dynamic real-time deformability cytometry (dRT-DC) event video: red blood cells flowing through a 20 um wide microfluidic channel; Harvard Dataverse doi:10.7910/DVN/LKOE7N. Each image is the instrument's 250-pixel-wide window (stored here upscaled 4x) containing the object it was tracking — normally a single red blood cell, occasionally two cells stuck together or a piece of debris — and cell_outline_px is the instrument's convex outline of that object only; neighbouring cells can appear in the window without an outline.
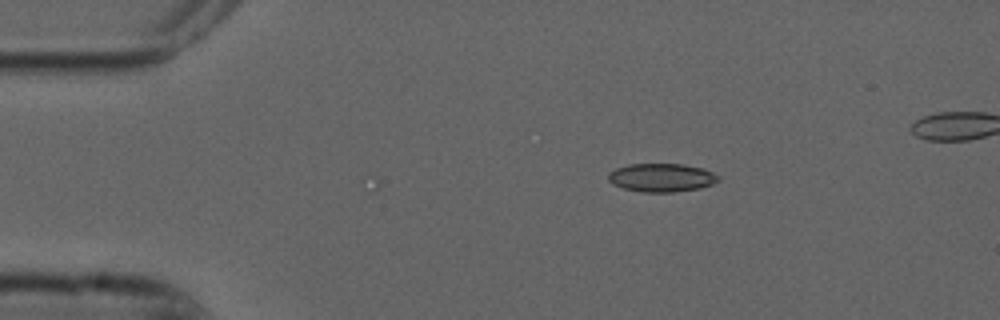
{"species": "common noctule bat (a hibernating species)", "species_latin": "Nyctalus noctula", "temperature_condition": "cold", "stored_images_in_passage": 43, "camera_frame_rate_fps": 3000, "um_per_image_px": 0.085, "animal": {"sex": "male", "forearm_length_mm": 52.5}, "frame": {"image": 1, "passage_image": 1, "time_ms": 0.0, "image_size_px": [1000, 320], "cell_outline_px": [[720, 180], [712, 184], [700, 188], [672, 192], [644, 192], [624, 188], [612, 184], [608, 180], [608, 172], [616, 168], [628, 164], [684, 164], [704, 168], [712, 172]], "centroid_in_image_um": [56.21, 15.09], "position_along_channel_um": 28.8, "area_um2": 18.21}}
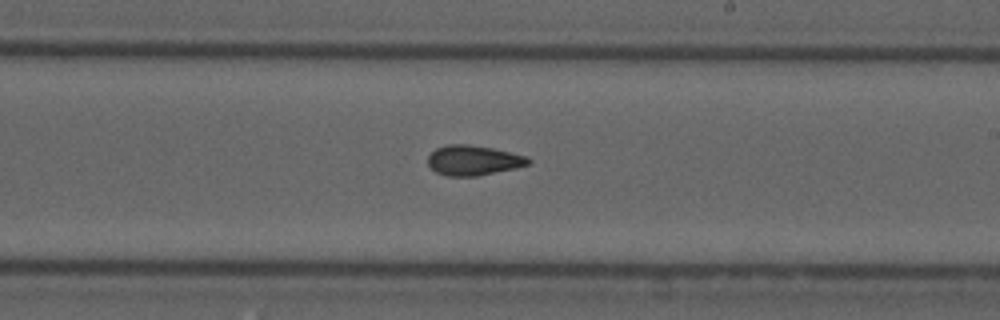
{"frame": {"image": 2, "passage_image": 23, "time_ms": 7.333, "image_size_px": [1000, 320], "cell_outline_px": [[532, 160], [528, 164], [516, 168], [476, 176], [448, 176], [436, 172], [428, 164], [428, 156], [436, 148], [448, 144], [468, 144], [492, 148], [528, 156]], "centroid_in_image_um": [40.24, 13.62], "position_along_channel_um": 248.8, "area_um2": 17.51}}
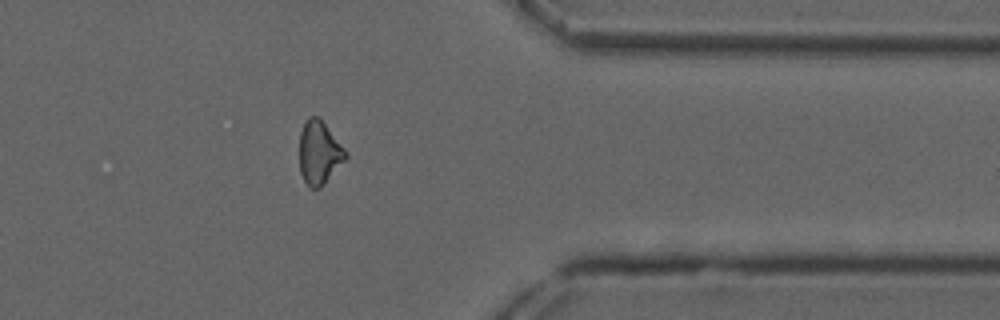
{"frame": {"image": 3, "passage_image": 35, "time_ms": 11.333, "image_size_px": [1000, 320], "cell_outline_px": [[348, 156], [324, 184], [320, 188], [312, 188], [304, 180], [300, 172], [300, 132], [308, 116], [320, 116], [348, 152]], "centroid_in_image_um": [27.15, 12.93], "position_along_channel_um": 384.3, "area_um2": 17.11}, "authors_computed_cell_mechanics": {"area_um2": 17.3978, "velocity_mm_per_s": 3.7396, "shape_relaxation_time_tau1_ms": 9.6096, "shape_relaxation_time_tau2_ms": 2.6488, "deformation_change_tau1": 0.1851, "deformation_change_tau2": 0.0978}}